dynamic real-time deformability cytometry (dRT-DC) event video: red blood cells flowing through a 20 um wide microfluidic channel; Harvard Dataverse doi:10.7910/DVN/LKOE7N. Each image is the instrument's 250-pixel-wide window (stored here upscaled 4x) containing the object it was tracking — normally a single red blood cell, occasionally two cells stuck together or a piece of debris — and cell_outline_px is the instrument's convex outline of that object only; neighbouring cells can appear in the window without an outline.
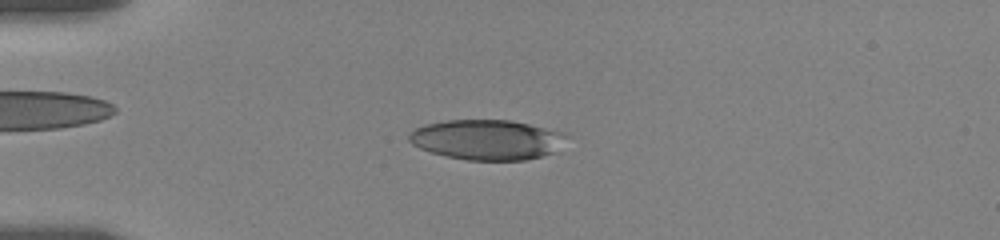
{"species": "human", "species_latin": "Homo sapiens", "temperature_condition": "room temperature", "stored_images_in_passage": 25, "camera_frame_rate_fps": 3000, "um_per_image_px": 0.085, "donor": {"sex": "female"}, "frame": {"image": 1, "passage_image": 11, "time_ms": 4.0, "image_size_px": [1000, 240], "cell_outline_px": [[568, 136], [556, 152], [524, 160], [468, 160], [448, 156], [432, 152], [420, 148], [412, 144], [408, 140], [408, 132], [424, 124], [448, 120], [508, 120], [528, 124], [564, 132]], "centroid_in_image_um": [41.38, 11.87], "position_along_channel_um": 43.6, "area_um2": 36.7}}
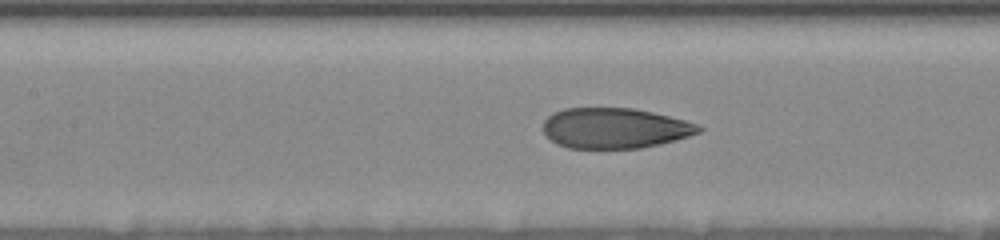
{"frame": {"image": 2, "passage_image": 19, "time_ms": 8.0, "image_size_px": [1000, 240], "cell_outline_px": [[704, 128], [700, 132], [676, 140], [660, 144], [640, 148], [568, 148], [556, 144], [544, 132], [544, 120], [548, 116], [564, 108], [632, 108], [652, 112], [700, 124]], "centroid_in_image_um": [52.28, 10.89], "position_along_channel_um": 155.1, "area_um2": 36.59}}
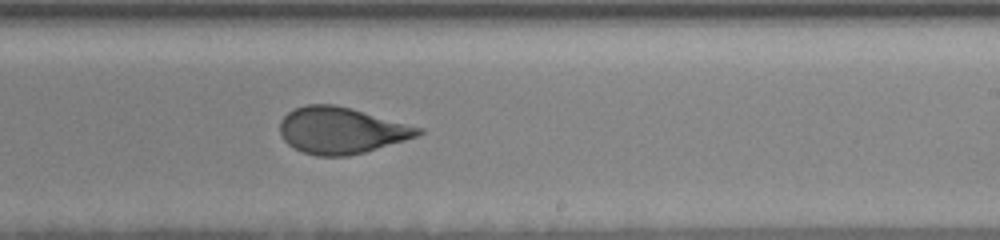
{"frame": {"image": 3, "passage_image": 25, "time_ms": 11.0, "image_size_px": [1000, 240], "cell_outline_px": [[424, 132], [416, 136], [404, 140], [364, 152], [348, 156], [316, 156], [304, 152], [288, 144], [284, 140], [280, 132], [280, 120], [288, 112], [296, 108], [308, 104], [336, 104], [352, 108], [424, 128]], "centroid_in_image_um": [29.01, 11.07], "position_along_channel_um": 260.0, "area_um2": 37.34}}